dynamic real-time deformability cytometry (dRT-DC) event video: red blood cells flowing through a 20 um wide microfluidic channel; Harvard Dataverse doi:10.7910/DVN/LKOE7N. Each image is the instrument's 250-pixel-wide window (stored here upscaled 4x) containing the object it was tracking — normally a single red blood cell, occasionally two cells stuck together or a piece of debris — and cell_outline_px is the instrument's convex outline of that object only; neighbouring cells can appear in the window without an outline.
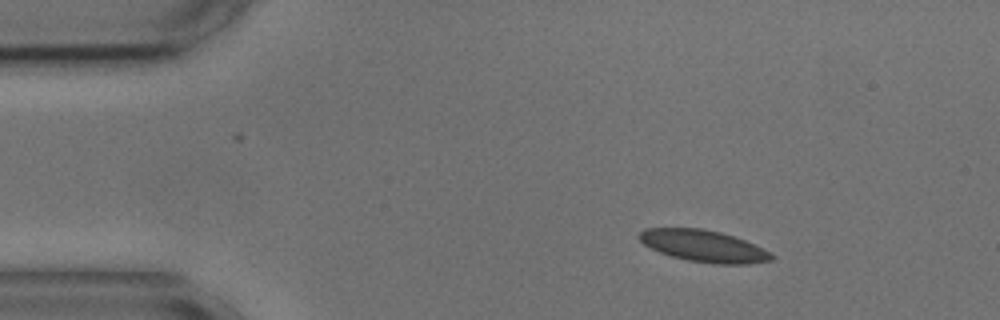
{"species": "common noctule bat (a hibernating species)", "species_latin": "Nyctalus noctula", "temperature_condition": "cold", "stored_images_in_passage": 48, "camera_frame_rate_fps": 3000, "um_per_image_px": 0.085, "animal": {"sex": "male", "body_mass_g": 17.9, "forearm_length_mm": 54.2}, "frame": {"image": 1, "passage_image": 1, "time_ms": 0.0, "image_size_px": [1000, 320], "cell_outline_px": [[776, 256], [772, 260], [748, 264], [716, 264], [688, 260], [672, 256], [660, 252], [644, 244], [636, 236], [644, 228], [700, 228], [720, 232], [744, 240], [772, 252]], "centroid_in_image_um": [59.82, 20.91], "position_along_channel_um": 25.2, "area_um2": 24.39}}
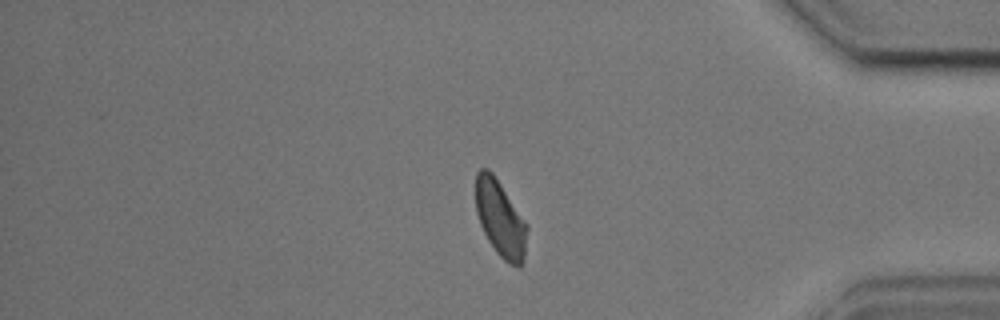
{"frame": {"image": 2, "passage_image": 39, "time_ms": 12.667, "image_size_px": [1000, 320], "cell_outline_px": [[528, 228], [524, 260], [520, 268], [516, 268], [508, 264], [496, 252], [488, 240], [480, 224], [476, 212], [476, 172], [480, 168], [488, 168], [492, 172], [528, 224]], "centroid_in_image_um": [42.54, 18.62], "position_along_channel_um": 392.7, "area_um2": 23.06}}
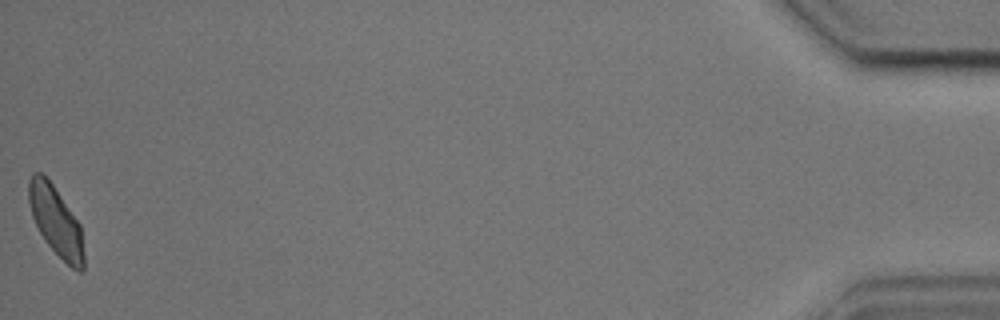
{"frame": {"image": 3, "passage_image": 48, "time_ms": 15.667, "image_size_px": [1000, 320], "cell_outline_px": [[84, 272], [80, 272], [72, 268], [44, 240], [32, 216], [28, 200], [28, 180], [32, 172], [40, 172], [52, 184], [80, 224], [84, 252]], "centroid_in_image_um": [4.75, 18.8], "position_along_channel_um": 430.5, "area_um2": 22.02}, "authors_computed_cell_mechanics": {"area_um2": 23.7558, "velocity_mm_per_s": 3.5931, "shape_relaxation_time_tau1_ms": 7.7552, "shape_relaxation_time_tau2_ms": 1.672, "deformation_change_tau1": 0.1099, "deformation_change_tau2": 0.0693}}